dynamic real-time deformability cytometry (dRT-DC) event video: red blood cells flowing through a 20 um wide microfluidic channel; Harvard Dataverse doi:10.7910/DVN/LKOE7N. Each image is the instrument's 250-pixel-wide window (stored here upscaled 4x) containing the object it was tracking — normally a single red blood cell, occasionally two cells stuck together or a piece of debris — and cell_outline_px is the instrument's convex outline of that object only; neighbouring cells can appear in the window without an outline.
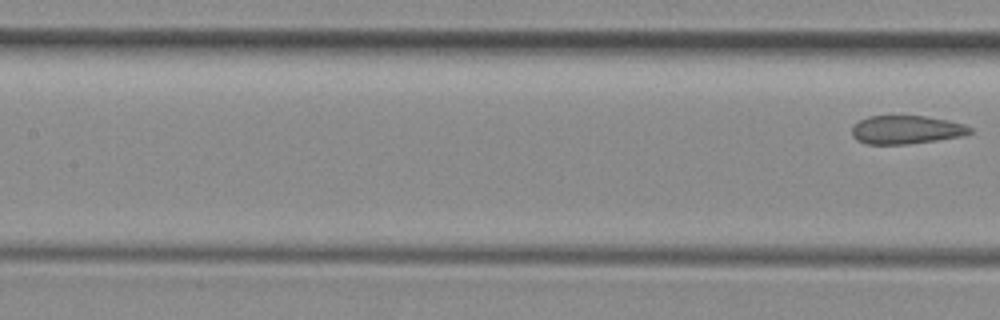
{"species": "common noctule bat (a hibernating species)", "species_latin": "Nyctalus noctula", "temperature_condition": "room temperature", "stored_images_in_passage": 6, "segment_of_instrument_passage": [2, 2], "camera_frame_rate_fps": 3000, "um_per_image_px": 0.085, "animal": {"sex": "female", "body_mass_g": 29.2, "forearm_length_mm": 56.3}, "frame": {"image": 1, "passage_image": 6, "time_ms": 1.667, "image_size_px": [1000, 320], "cell_outline_px": [[972, 132], [964, 136], [908, 144], [864, 144], [856, 140], [852, 136], [852, 124], [868, 116], [924, 116], [948, 120], [964, 124], [972, 128]], "centroid_in_image_um": [77.01, 11.03], "position_along_channel_um": 130.4, "area_um2": 19.71}}